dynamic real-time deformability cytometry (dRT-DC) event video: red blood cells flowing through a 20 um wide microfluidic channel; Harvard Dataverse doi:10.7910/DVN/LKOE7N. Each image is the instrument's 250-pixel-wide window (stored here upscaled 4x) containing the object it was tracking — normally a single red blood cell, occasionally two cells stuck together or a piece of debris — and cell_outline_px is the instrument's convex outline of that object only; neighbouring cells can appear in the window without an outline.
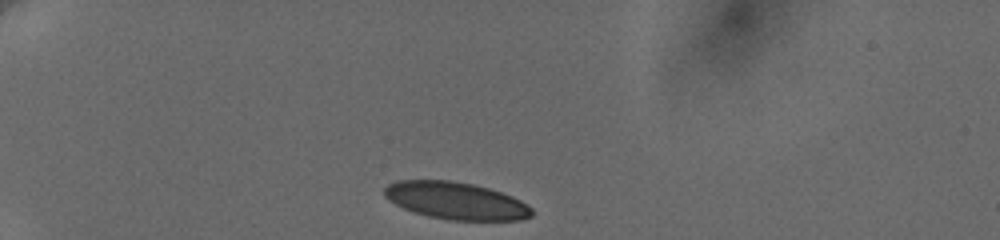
{"species": "human", "species_latin": "Homo sapiens", "temperature_condition": "cold", "stored_images_in_passage": 16, "camera_frame_rate_fps": 3000, "um_per_image_px": 0.085, "donor": {"sex": "female"}, "frame": {"image": 1, "passage_image": 1, "time_ms": 0.0, "image_size_px": [1000, 240], "cell_outline_px": [[532, 216], [520, 220], [452, 220], [428, 216], [404, 208], [388, 200], [384, 196], [384, 188], [388, 184], [396, 180], [452, 180], [472, 184], [488, 188], [512, 196], [520, 200], [532, 208]], "centroid_in_image_um": [38.74, 17.05], "position_along_channel_um": 46.3, "area_um2": 31.91}}
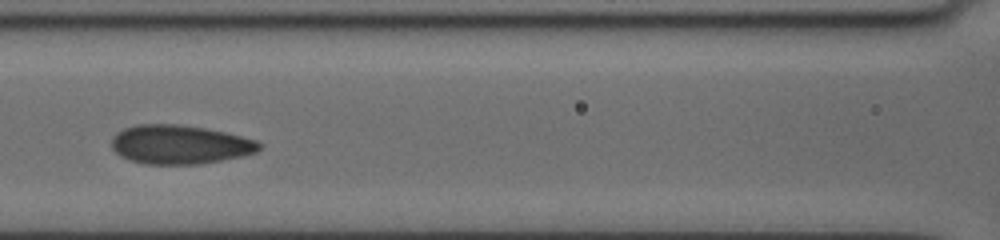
{"frame": {"image": 2, "passage_image": 12, "time_ms": 4.333, "image_size_px": [1000, 240], "cell_outline_px": [[260, 148], [256, 152], [244, 156], [200, 164], [144, 164], [128, 160], [120, 156], [112, 148], [112, 136], [116, 132], [124, 128], [136, 124], [180, 124], [204, 128], [224, 132], [256, 140], [260, 144]], "centroid_in_image_um": [15.24, 12.29], "position_along_channel_um": 151.4, "area_um2": 33.64}}
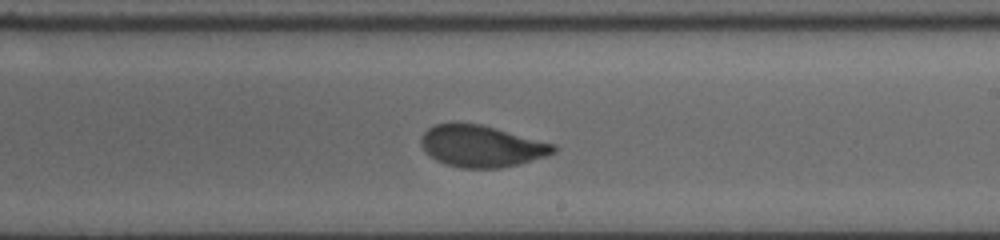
{"frame": {"image": 3, "passage_image": 16, "time_ms": 7.0, "image_size_px": [1000, 240], "cell_outline_px": [[556, 152], [520, 164], [500, 168], [464, 168], [444, 164], [436, 160], [420, 144], [420, 140], [424, 132], [428, 128], [436, 124], [480, 124], [496, 128], [556, 144]], "centroid_in_image_um": [40.95, 12.43], "position_along_channel_um": 248.1, "area_um2": 31.79}}